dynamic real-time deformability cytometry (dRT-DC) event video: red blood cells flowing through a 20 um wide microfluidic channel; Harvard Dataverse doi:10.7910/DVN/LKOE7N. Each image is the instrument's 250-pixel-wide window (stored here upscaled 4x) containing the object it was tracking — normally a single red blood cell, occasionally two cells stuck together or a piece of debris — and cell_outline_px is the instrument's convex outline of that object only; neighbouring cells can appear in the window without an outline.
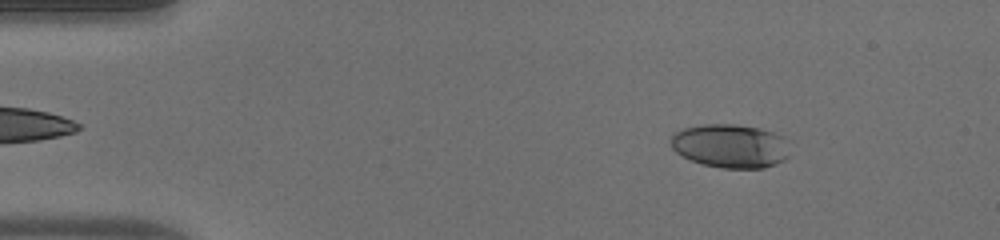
{"species": "human", "species_latin": "Homo sapiens", "temperature_condition": "warm", "stored_images_in_passage": 50, "camera_frame_rate_fps": 3000, "um_per_image_px": 0.085, "donor": {"sex": "male"}, "frame": {"image": 1, "passage_image": 6, "time_ms": 1.667, "image_size_px": [1000, 240], "cell_outline_px": [[788, 156], [784, 160], [776, 164], [764, 168], [720, 168], [704, 164], [692, 160], [676, 152], [672, 148], [672, 136], [676, 132], [684, 128], [704, 124], [736, 124], [760, 128], [784, 136]], "centroid_in_image_um": [62.09, 12.4], "position_along_channel_um": 22.9, "area_um2": 30.11}}
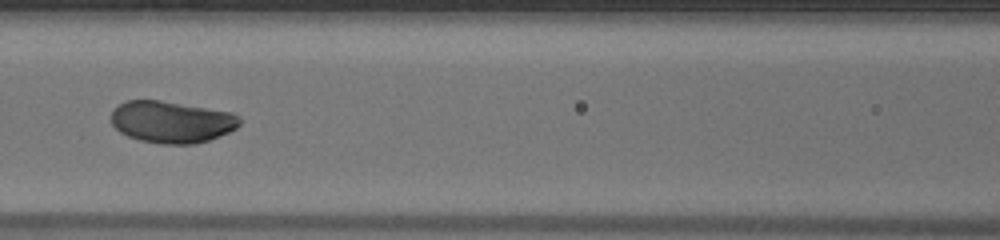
{"frame": {"image": 2, "passage_image": 22, "time_ms": 7.0, "image_size_px": [1000, 240], "cell_outline_px": [[240, 124], [236, 128], [220, 136], [196, 144], [160, 144], [140, 140], [128, 136], [120, 132], [112, 124], [112, 108], [124, 100], [160, 100], [232, 112], [240, 116]], "centroid_in_image_um": [14.58, 10.36], "position_along_channel_um": 152.0, "area_um2": 31.5}}
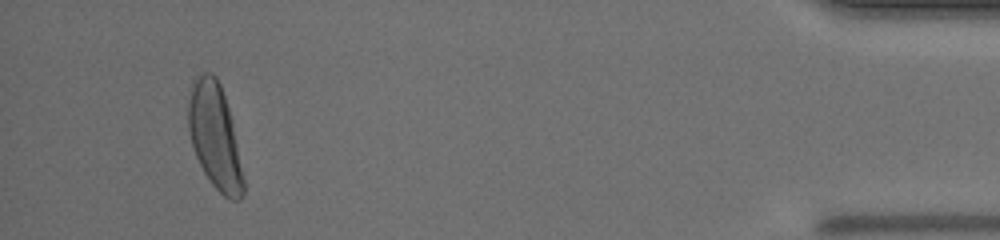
{"frame": {"image": 3, "passage_image": 47, "time_ms": 15.333, "image_size_px": [1000, 240], "cell_outline_px": [[244, 196], [240, 200], [228, 200], [212, 184], [204, 172], [196, 156], [192, 144], [188, 128], [188, 88], [192, 80], [204, 72], [212, 72], [216, 76], [220, 84], [232, 120], [244, 180]], "centroid_in_image_um": [18.25, 11.57], "position_along_channel_um": 417.0, "area_um2": 33.81}, "authors_computed_cell_mechanics": {"area_um2": 31.501, "velocity_mm_per_s": 4.0264, "shape_relaxation_time_tau1_ms": 2.3023, "shape_relaxation_time_tau2_ms": null, "deformation_change_tau1": 0.1585, "deformation_change_tau2": null}}